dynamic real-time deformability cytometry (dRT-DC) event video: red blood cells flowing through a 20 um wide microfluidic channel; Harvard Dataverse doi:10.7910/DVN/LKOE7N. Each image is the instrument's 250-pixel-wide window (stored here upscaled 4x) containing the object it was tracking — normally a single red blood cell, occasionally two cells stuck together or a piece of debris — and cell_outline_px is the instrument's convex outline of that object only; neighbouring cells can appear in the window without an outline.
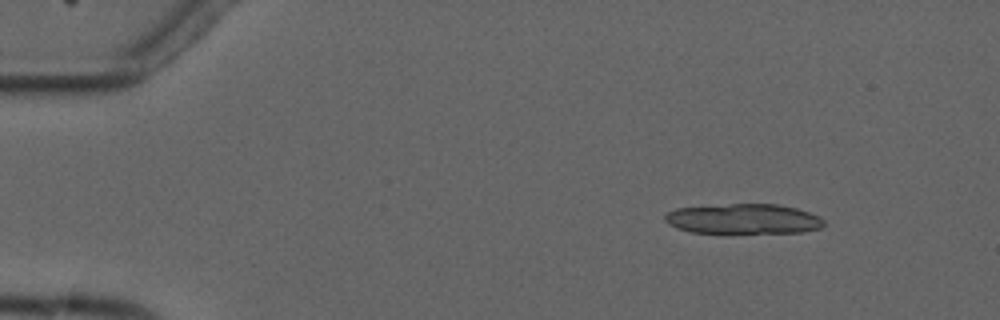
{"species": "common noctule bat (a hibernating species)", "species_latin": "Nyctalus noctula", "temperature_condition": "cold", "stored_images_in_passage": 4, "camera_frame_rate_fps": 3000, "um_per_image_px": 0.085, "animal": {"sex": "male", "forearm_length_mm": 52.5}, "frame": {"image": 1, "passage_image": 2, "time_ms": 1.333, "image_size_px": [1000, 320], "cell_outline_px": [[824, 224], [820, 228], [804, 232], [728, 236], [724, 236], [692, 232], [676, 228], [668, 224], [664, 220], [664, 216], [668, 212], [676, 208], [732, 204], [780, 204], [796, 208], [820, 216], [824, 220]], "centroid_in_image_um": [63.18, 18.67], "position_along_channel_um": 21.8, "area_um2": 29.3}}